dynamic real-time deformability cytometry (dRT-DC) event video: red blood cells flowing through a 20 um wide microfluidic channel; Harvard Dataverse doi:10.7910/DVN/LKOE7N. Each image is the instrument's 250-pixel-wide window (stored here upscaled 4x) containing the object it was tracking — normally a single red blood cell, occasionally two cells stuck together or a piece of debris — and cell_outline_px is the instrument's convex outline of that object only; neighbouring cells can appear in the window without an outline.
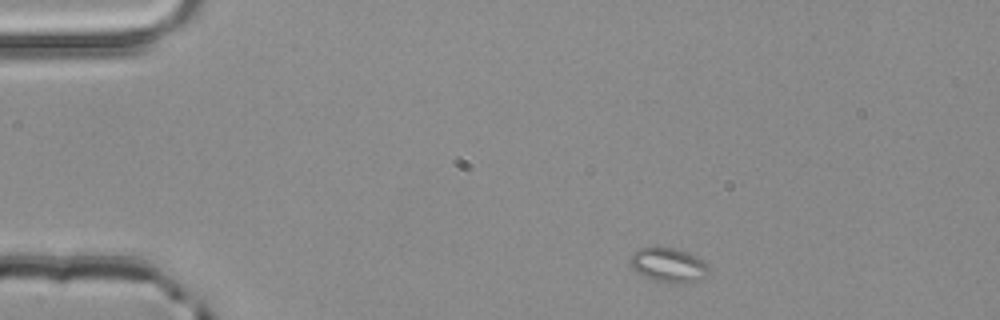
{"species": "common noctule bat (a hibernating species)", "species_latin": "Nyctalus noctula", "temperature_condition": "room temperature", "stored_images_in_passage": 2, "camera_frame_rate_fps": 3000, "um_per_image_px": 0.085, "animal": {"sex": "male", "body_mass_g": 20.4}, "frame": {"image": 1, "passage_image": 1, "time_ms": 0.0, "image_size_px": [1000, 320], "cell_outline_px": [[708, 272], [704, 276], [688, 284], [680, 284], [656, 280], [644, 276], [632, 268], [628, 260], [632, 252], [640, 248], [656, 244], [688, 252], [696, 256], [708, 268]], "centroid_in_image_um": [56.74, 22.49], "position_along_channel_um": 28.3, "area_um2": 15.9}}